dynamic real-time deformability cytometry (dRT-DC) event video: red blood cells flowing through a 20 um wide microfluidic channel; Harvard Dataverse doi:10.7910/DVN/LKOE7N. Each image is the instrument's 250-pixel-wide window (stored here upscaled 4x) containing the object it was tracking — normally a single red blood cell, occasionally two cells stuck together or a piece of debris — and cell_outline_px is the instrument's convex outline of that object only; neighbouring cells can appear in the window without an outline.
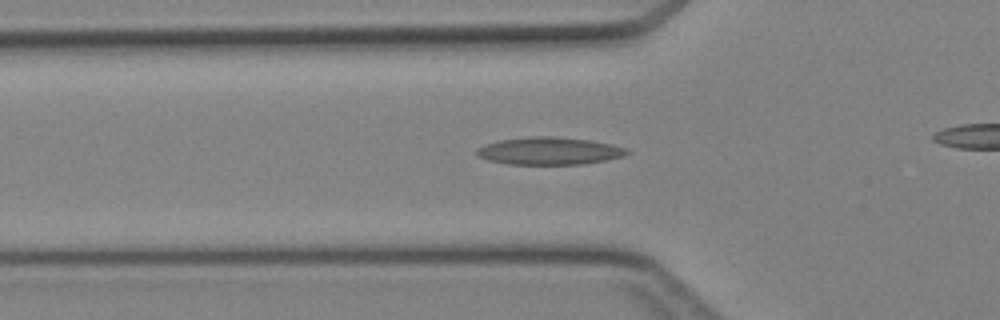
{"species": "Egyptian fruit bat (a non-hibernating species)", "species_latin": "Rousettus aegyptiacus", "temperature_condition": "cold", "stored_images_in_passage": 34, "camera_frame_rate_fps": 3000, "um_per_image_px": 0.085, "animal": {"sex": "female"}, "frame": {"image": 1, "passage_image": 12, "time_ms": 3.667, "image_size_px": [1000, 320], "cell_outline_px": [[632, 152], [624, 156], [604, 160], [580, 164], [508, 164], [488, 160], [476, 156], [476, 152], [480, 148], [488, 144], [500, 140], [532, 136], [548, 136], [588, 140], [608, 144], [624, 148]], "centroid_in_image_um": [46.67, 12.84], "position_along_channel_um": 79.1, "area_um2": 23.58}}
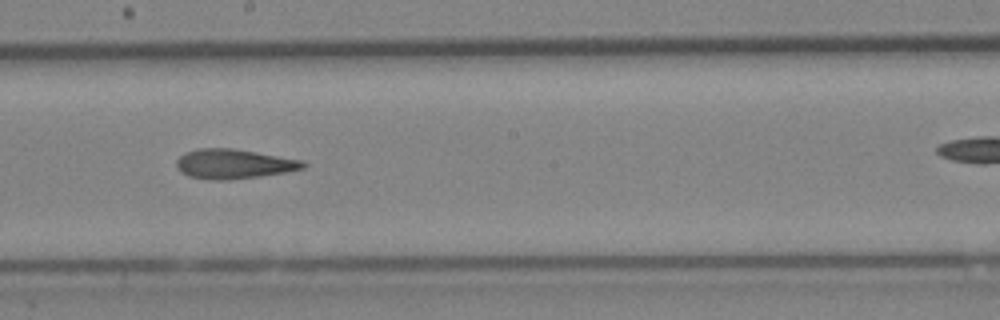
{"frame": {"image": 2, "passage_image": 22, "time_ms": 7.0, "image_size_px": [1000, 320], "cell_outline_px": [[308, 164], [304, 168], [284, 172], [260, 176], [228, 180], [208, 180], [188, 176], [180, 172], [176, 168], [176, 160], [180, 156], [188, 152], [200, 148], [232, 148], [304, 160]], "centroid_in_image_um": [19.86, 13.94], "position_along_channel_um": 228.3, "area_um2": 21.91}}
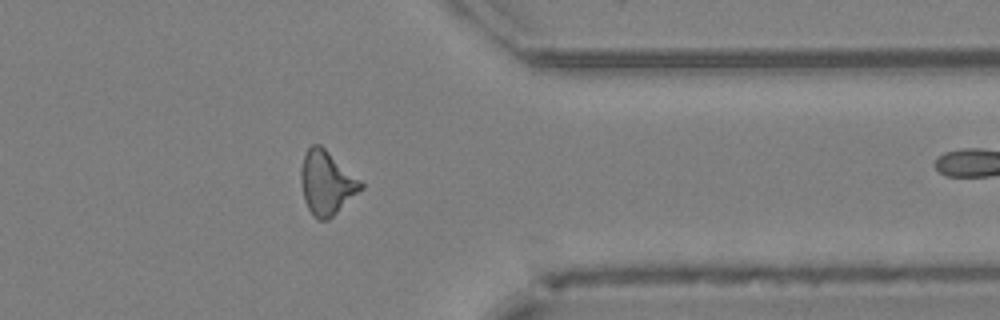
{"frame": {"image": 3, "passage_image": 33, "time_ms": 10.667, "image_size_px": [1000, 320], "cell_outline_px": [[364, 188], [328, 220], [316, 220], [312, 216], [304, 200], [300, 184], [300, 168], [304, 156], [308, 148], [312, 144], [320, 144], [360, 180], [364, 184]], "centroid_in_image_um": [27.74, 15.56], "position_along_channel_um": 383.7, "area_um2": 22.31}}